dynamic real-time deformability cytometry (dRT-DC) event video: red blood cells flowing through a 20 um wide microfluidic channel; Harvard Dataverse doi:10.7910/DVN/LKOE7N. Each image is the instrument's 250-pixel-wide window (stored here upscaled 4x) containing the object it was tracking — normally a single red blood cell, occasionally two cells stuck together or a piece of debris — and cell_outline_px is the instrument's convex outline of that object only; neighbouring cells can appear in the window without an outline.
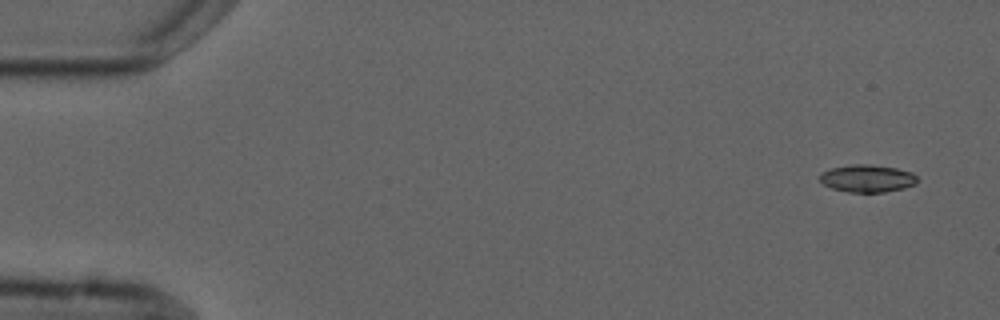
{"species": "common noctule bat (a hibernating species)", "species_latin": "Nyctalus noctula", "temperature_condition": "cold", "stored_images_in_passage": 4, "camera_frame_rate_fps": 3000, "um_per_image_px": 0.085, "animal": {"sex": "male", "forearm_length_mm": 52.5}, "frame": {"image": 1, "passage_image": 1, "time_ms": 0.0, "image_size_px": [1000, 320], "cell_outline_px": [[916, 184], [904, 188], [884, 192], [848, 192], [832, 188], [824, 184], [820, 180], [820, 172], [832, 168], [852, 164], [868, 164], [896, 168], [912, 172], [916, 176]], "centroid_in_image_um": [73.71, 15.16], "position_along_channel_um": 11.3, "area_um2": 15.55}}
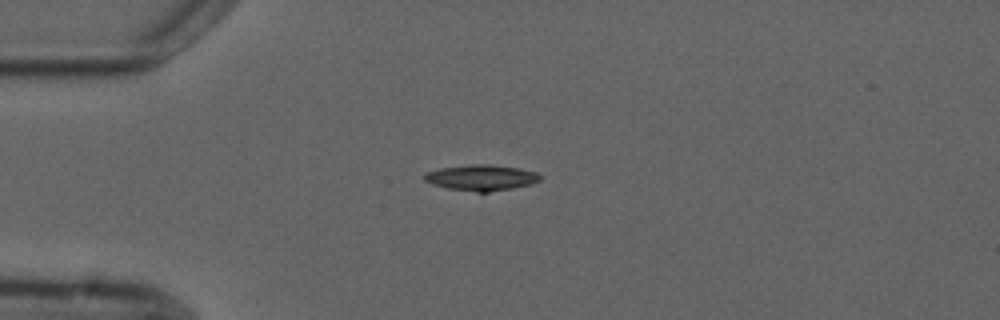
{"frame": {"image": 2, "passage_image": 4, "time_ms": 3.667, "image_size_px": [1000, 320], "cell_outline_px": [[540, 180], [532, 184], [512, 188], [488, 192], [476, 192], [448, 188], [432, 184], [424, 180], [424, 176], [428, 172], [440, 168], [472, 164], [492, 164], [520, 168], [536, 172], [540, 176]], "centroid_in_image_um": [40.93, 15.09], "position_along_channel_um": 44.1, "area_um2": 17.34}}